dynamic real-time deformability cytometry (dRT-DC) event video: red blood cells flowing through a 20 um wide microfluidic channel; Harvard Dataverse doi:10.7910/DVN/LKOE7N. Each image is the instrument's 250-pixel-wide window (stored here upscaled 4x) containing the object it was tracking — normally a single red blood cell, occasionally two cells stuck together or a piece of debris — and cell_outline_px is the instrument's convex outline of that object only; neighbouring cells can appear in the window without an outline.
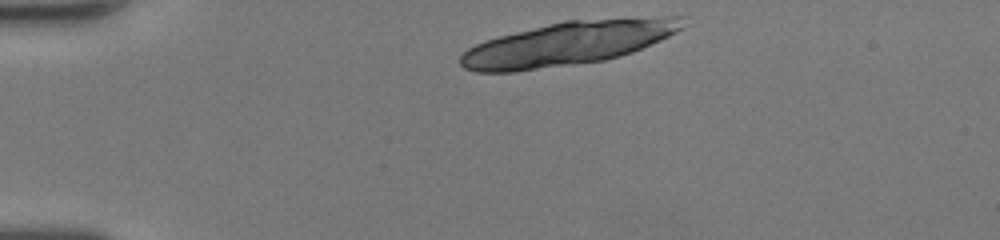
{"species": "human", "species_latin": "Homo sapiens", "temperature_condition": "room temperature", "stored_images_in_passage": 34, "camera_frame_rate_fps": 3000, "um_per_image_px": 0.085, "donor": {"sex": "female"}, "frame": {"image": 1, "passage_image": 1, "time_ms": 0.0, "image_size_px": [1000, 240], "cell_outline_px": [[684, 28], [660, 40], [632, 52], [620, 56], [604, 60], [516, 72], [476, 72], [464, 68], [460, 64], [460, 56], [468, 48], [476, 44], [500, 36], [564, 20], [664, 16], [680, 16]], "centroid_in_image_um": [48.28, 3.69], "position_along_channel_um": 36.7, "area_um2": 56.3}}
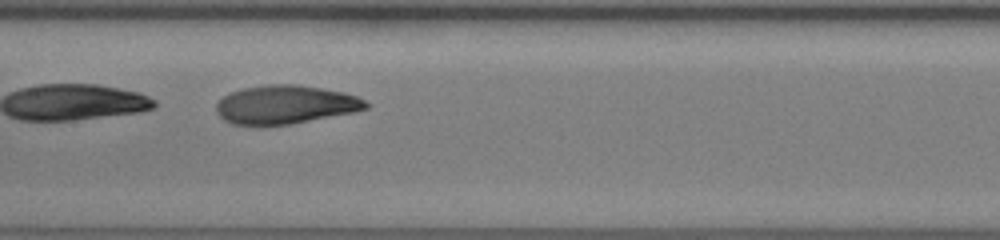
{"frame": {"image": 2, "passage_image": 16, "time_ms": 5.0, "image_size_px": [1000, 240], "cell_outline_px": [[368, 108], [352, 112], [288, 124], [264, 128], [232, 124], [224, 120], [216, 112], [216, 104], [224, 96], [232, 92], [244, 88], [268, 84], [296, 84], [344, 92], [356, 96], [364, 100], [368, 104]], "centroid_in_image_um": [24.19, 8.92], "position_along_channel_um": 183.2, "area_um2": 33.81}}
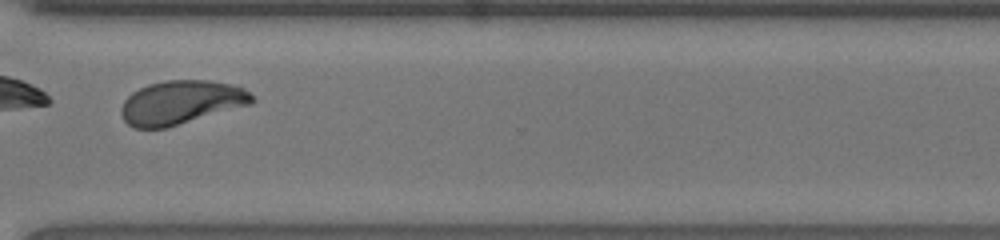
{"frame": {"image": 3, "passage_image": 28, "time_ms": 9.0, "image_size_px": [1000, 240], "cell_outline_px": [[256, 100], [252, 104], [164, 128], [132, 128], [124, 120], [120, 112], [120, 108], [124, 100], [132, 92], [148, 84], [164, 80], [208, 80], [232, 84], [244, 88]], "centroid_in_image_um": [15.38, 8.7], "position_along_channel_um": 355.2, "area_um2": 33.35}, "authors_computed_cell_mechanics": {"area_um2": 34.2465, "velocity_mm_per_s": 4.2841, "shape_relaxation_time_tau1_ms": 1.3697, "shape_relaxation_time_tau2_ms": 1.7323, "deformation_change_tau1": 0.3152, "deformation_change_tau2": 0.0751}}